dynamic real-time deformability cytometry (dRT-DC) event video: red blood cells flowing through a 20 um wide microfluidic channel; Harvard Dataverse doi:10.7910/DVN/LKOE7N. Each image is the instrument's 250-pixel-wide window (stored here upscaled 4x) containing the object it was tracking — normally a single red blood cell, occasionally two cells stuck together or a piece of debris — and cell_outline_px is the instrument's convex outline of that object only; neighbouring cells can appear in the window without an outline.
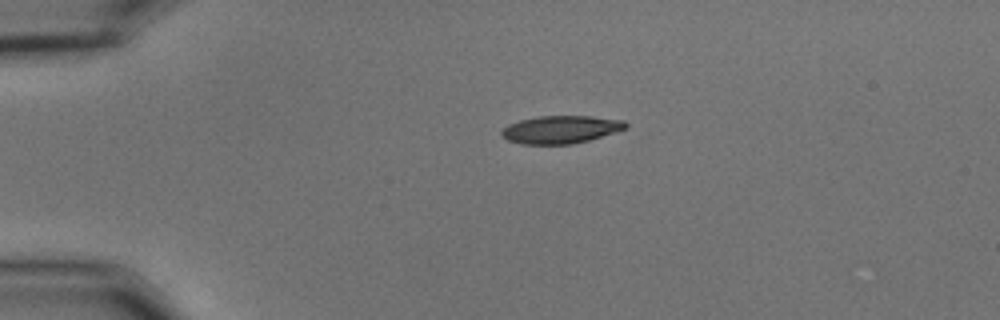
{"species": "common noctule bat (a hibernating species)", "species_latin": "Nyctalus noctula", "temperature_condition": "cold", "stored_images_in_passage": 9, "camera_frame_rate_fps": 3000, "um_per_image_px": 0.085, "animal": {"sex": "male", "body_mass_g": 15.6}, "frame": {"image": 1, "passage_image": 1, "time_ms": 0.0, "image_size_px": [1000, 320], "cell_outline_px": [[628, 128], [588, 140], [572, 144], [520, 144], [508, 140], [500, 132], [508, 124], [520, 120], [540, 116], [592, 116], [624, 120], [628, 124]], "centroid_in_image_um": [47.68, 11.0], "position_along_channel_um": 37.3, "area_um2": 20.0}}